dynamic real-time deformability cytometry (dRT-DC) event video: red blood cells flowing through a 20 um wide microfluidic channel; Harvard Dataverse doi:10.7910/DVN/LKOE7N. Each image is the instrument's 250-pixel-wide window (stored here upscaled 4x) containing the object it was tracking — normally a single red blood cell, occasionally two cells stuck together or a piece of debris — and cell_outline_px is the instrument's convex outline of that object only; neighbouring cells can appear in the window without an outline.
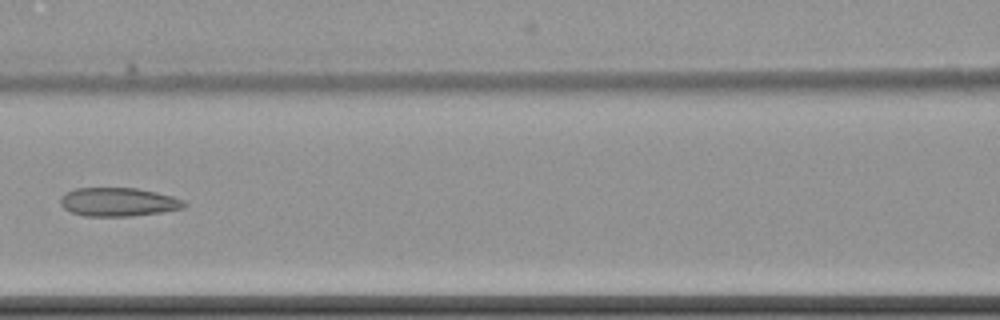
{"species": "common noctule bat (a hibernating species)", "species_latin": "Nyctalus noctula", "temperature_condition": "cold", "stored_images_in_passage": 9, "camera_frame_rate_fps": 3000, "um_per_image_px": 0.085, "animal": {"sex": "female", "body_mass_g": 22.7, "forearm_length_mm": 54.2}, "frame": {"image": 1, "passage_image": 7, "time_ms": 7.333, "image_size_px": [1000, 320], "cell_outline_px": [[188, 204], [184, 208], [160, 212], [132, 216], [84, 216], [72, 212], [64, 208], [60, 204], [60, 196], [64, 192], [76, 188], [136, 188], [156, 192], [172, 196], [184, 200]], "centroid_in_image_um": [10.04, 17.16], "position_along_channel_um": 156.6, "area_um2": 20.75}}
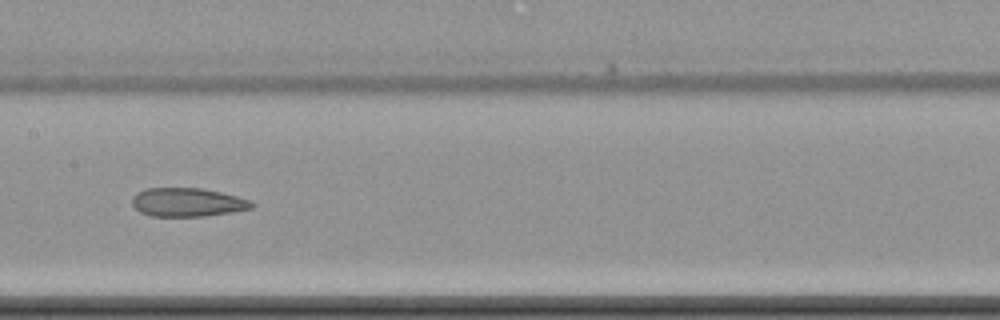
{"frame": {"image": 2, "passage_image": 8, "time_ms": 8.333, "image_size_px": [1000, 320], "cell_outline_px": [[256, 204], [252, 208], [232, 212], [204, 216], [148, 216], [140, 212], [132, 204], [132, 196], [136, 192], [148, 188], [200, 188], [220, 192], [252, 200]], "centroid_in_image_um": [15.93, 17.19], "position_along_channel_um": 191.5, "area_um2": 20.06}}
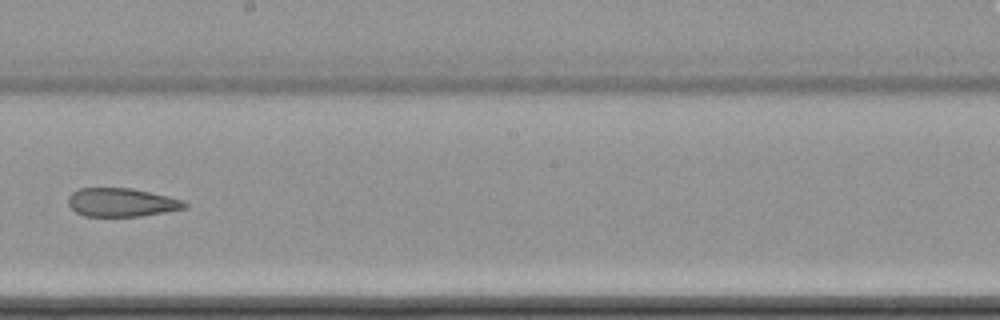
{"frame": {"image": 3, "passage_image": 9, "time_ms": 9.667, "image_size_px": [1000, 320], "cell_outline_px": [[188, 208], [140, 216], [84, 216], [76, 212], [68, 204], [68, 196], [72, 192], [80, 188], [132, 188], [168, 196], [184, 200], [188, 204]], "centroid_in_image_um": [10.35, 17.2], "position_along_channel_um": 237.9, "area_um2": 19.42}}